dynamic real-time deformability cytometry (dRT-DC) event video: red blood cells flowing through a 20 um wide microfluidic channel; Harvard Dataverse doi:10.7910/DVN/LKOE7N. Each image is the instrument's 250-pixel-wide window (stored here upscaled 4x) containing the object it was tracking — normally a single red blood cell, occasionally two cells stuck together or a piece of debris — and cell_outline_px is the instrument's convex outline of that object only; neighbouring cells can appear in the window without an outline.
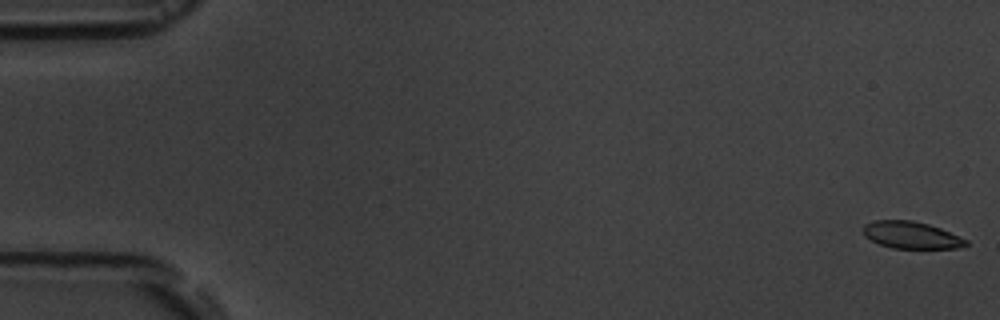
{"species": "common noctule bat (a hibernating species)", "species_latin": "Nyctalus noctula", "temperature_condition": "room temperature", "stored_images_in_passage": 6, "camera_frame_rate_fps": 3000, "um_per_image_px": 0.085, "animal": {"sex": "male", "body_mass_g": 19.5, "forearm_length_mm": 54.6}, "frame": {"image": 1, "passage_image": 1, "time_ms": 0.0, "image_size_px": [1000, 320], "cell_outline_px": [[968, 244], [956, 248], [892, 248], [880, 244], [864, 236], [860, 232], [864, 224], [876, 220], [912, 220], [928, 224], [940, 228], [968, 240]], "centroid_in_image_um": [77.41, 19.97], "position_along_channel_um": 7.6, "area_um2": 16.18}}
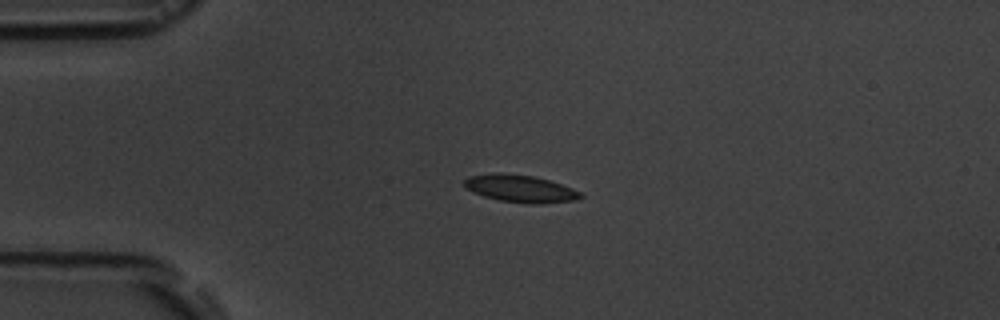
{"frame": {"image": 2, "passage_image": 4, "time_ms": 4.333, "image_size_px": [1000, 320], "cell_outline_px": [[584, 196], [576, 200], [540, 204], [532, 204], [500, 200], [484, 196], [460, 184], [468, 176], [496, 172], [500, 172], [532, 176], [548, 180], [572, 188], [580, 192]], "centroid_in_image_um": [44.21, 16.02], "position_along_channel_um": 40.8, "area_um2": 18.44}}
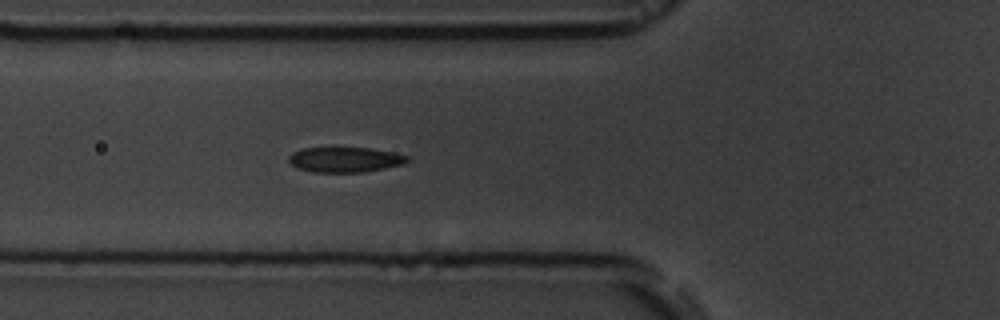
{"frame": {"image": 3, "passage_image": 6, "time_ms": 6.667, "image_size_px": [1000, 320], "cell_outline_px": [[408, 160], [404, 164], [364, 172], [312, 172], [296, 168], [288, 160], [288, 156], [292, 152], [304, 148], [368, 148], [392, 152], [408, 156]], "centroid_in_image_um": [29.29, 13.57], "position_along_channel_um": 96.5, "area_um2": 17.28}}